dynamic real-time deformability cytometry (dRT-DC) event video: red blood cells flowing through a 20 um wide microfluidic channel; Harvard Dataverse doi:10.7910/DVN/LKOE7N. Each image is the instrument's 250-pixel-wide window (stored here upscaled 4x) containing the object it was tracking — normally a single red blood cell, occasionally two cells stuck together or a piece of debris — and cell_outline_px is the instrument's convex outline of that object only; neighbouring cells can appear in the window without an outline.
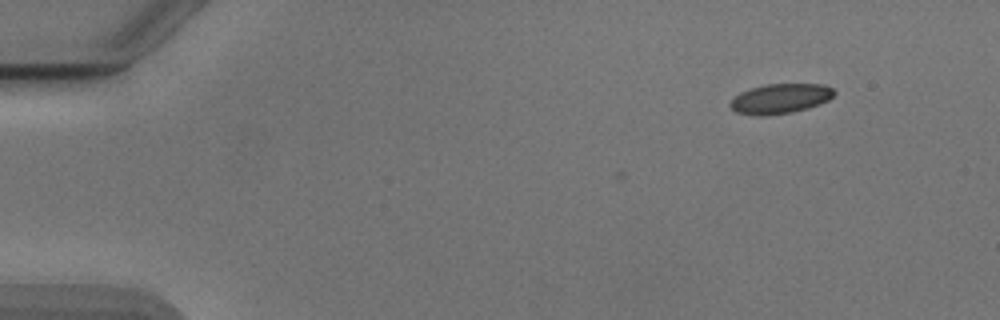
{"species": "Egyptian fruit bat (a non-hibernating species)", "species_latin": "Rousettus aegyptiacus", "temperature_condition": "cold", "stored_images_in_passage": 3, "camera_frame_rate_fps": 3000, "um_per_image_px": 0.085, "animal": {"sex": "male"}, "frame": {"image": 1, "passage_image": 3, "time_ms": 0.667, "image_size_px": [1000, 320], "cell_outline_px": [[836, 92], [828, 100], [820, 104], [808, 108], [792, 112], [764, 116], [756, 116], [736, 112], [728, 104], [740, 92], [764, 84], [824, 84], [832, 88]], "centroid_in_image_um": [66.33, 8.39], "position_along_channel_um": 18.7, "area_um2": 18.09}}